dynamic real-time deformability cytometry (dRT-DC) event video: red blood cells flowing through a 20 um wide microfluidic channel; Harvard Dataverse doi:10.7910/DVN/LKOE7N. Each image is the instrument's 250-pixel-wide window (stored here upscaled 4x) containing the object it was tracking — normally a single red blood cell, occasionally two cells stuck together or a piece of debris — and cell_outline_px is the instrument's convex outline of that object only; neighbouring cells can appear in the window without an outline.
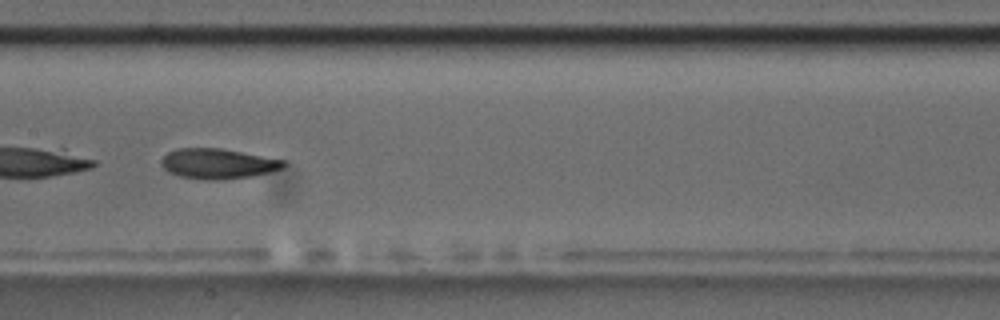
{"species": "common noctule bat (a hibernating species)", "species_latin": "Nyctalus noctula", "temperature_condition": "room temperature", "stored_images_in_passage": 27, "camera_frame_rate_fps": 3000, "um_per_image_px": 0.085, "animal": {"sex": "male", "body_mass_g": 17.5, "forearm_length_mm": 52.3}, "frame": {"image": 1, "passage_image": 16, "time_ms": 5.0, "image_size_px": [1000, 320], "cell_outline_px": [[288, 164], [284, 168], [252, 176], [216, 180], [204, 180], [180, 176], [168, 172], [160, 164], [160, 160], [168, 152], [176, 148], [220, 148], [284, 160]], "centroid_in_image_um": [18.5, 13.91], "position_along_channel_um": 188.9, "area_um2": 21.5}}
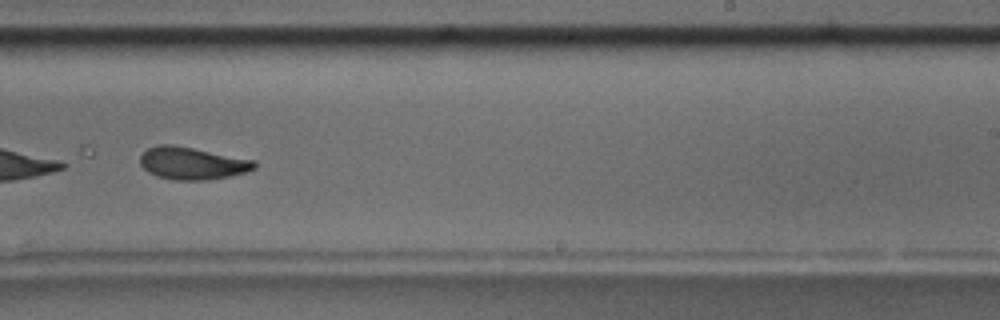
{"frame": {"image": 2, "passage_image": 23, "time_ms": 7.333, "image_size_px": [1000, 320], "cell_outline_px": [[256, 168], [244, 172], [228, 176], [204, 180], [172, 180], [156, 176], [148, 172], [140, 164], [140, 156], [148, 148], [156, 144], [172, 144], [256, 160]], "centroid_in_image_um": [16.31, 13.87], "position_along_channel_um": 272.7, "area_um2": 21.56}}